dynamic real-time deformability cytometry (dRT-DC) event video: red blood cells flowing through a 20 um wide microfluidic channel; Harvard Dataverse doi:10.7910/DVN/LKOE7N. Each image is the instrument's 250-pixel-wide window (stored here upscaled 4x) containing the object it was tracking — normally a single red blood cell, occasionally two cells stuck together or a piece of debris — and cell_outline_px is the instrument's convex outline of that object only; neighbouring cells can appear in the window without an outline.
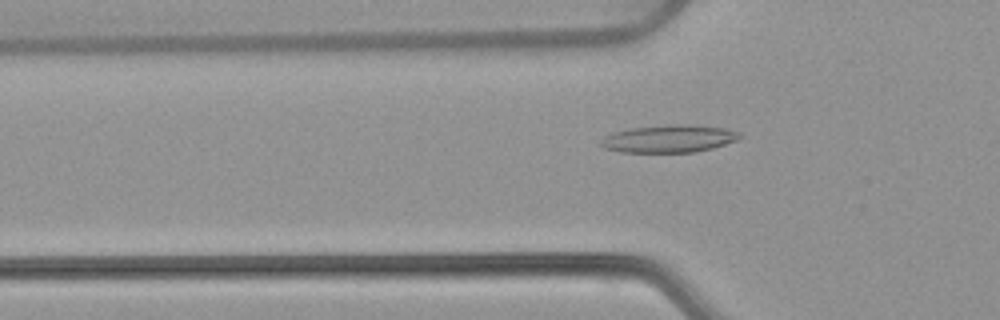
{"species": "common noctule bat (a hibernating species)", "species_latin": "Nyctalus noctula", "temperature_condition": "warm", "stored_images_in_passage": 54, "camera_frame_rate_fps": 3000, "um_per_image_px": 0.085, "animal": {"sex": "female", "body_mass_g": 22.7, "forearm_length_mm": 54.2}, "frame": {"image": 1, "passage_image": 18, "time_ms": 5.667, "image_size_px": [1000, 320], "cell_outline_px": [[740, 136], [736, 140], [712, 148], [692, 152], [620, 152], [604, 148], [600, 144], [600, 140], [604, 136], [612, 132], [632, 128], [672, 124], [688, 124], [724, 128], [740, 132]], "centroid_in_image_um": [56.82, 11.78], "position_along_channel_um": 69.0, "area_um2": 22.2}}
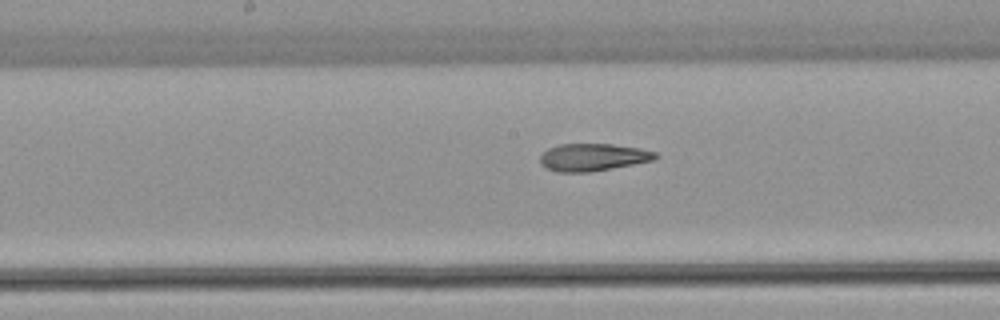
{"frame": {"image": 2, "passage_image": 28, "time_ms": 9.0, "image_size_px": [1000, 320], "cell_outline_px": [[660, 156], [652, 160], [612, 168], [588, 172], [556, 172], [544, 168], [540, 164], [540, 156], [548, 148], [560, 144], [612, 144], [640, 148], [656, 152]], "centroid_in_image_um": [50.36, 13.36], "position_along_channel_um": 197.8, "area_um2": 18.44}}
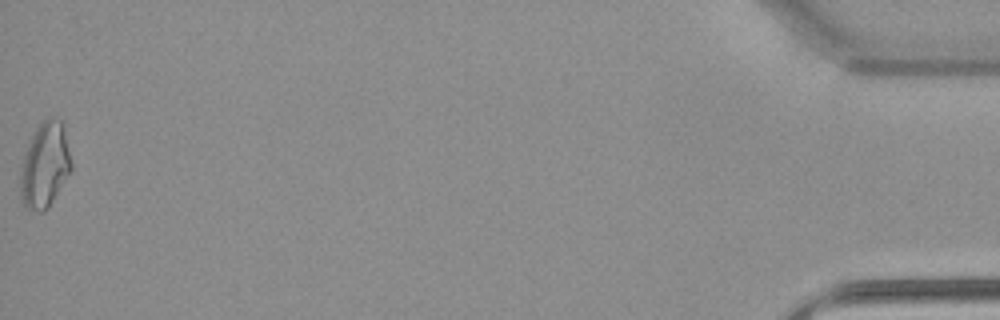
{"frame": {"image": 3, "passage_image": 54, "time_ms": 17.667, "image_size_px": [1000, 320], "cell_outline_px": [[72, 168], [48, 208], [44, 212], [40, 212], [28, 208], [20, 200], [20, 168], [24, 152], [36, 128], [48, 116], [56, 116], [60, 120], [64, 128], [72, 164]], "centroid_in_image_um": [3.8, 14.03], "position_along_channel_um": 431.4, "area_um2": 25.32}, "authors_computed_cell_mechanics": {"area_um2": 20.6924, "velocity_mm_per_s": 3.858, "shape_relaxation_time_tau1_ms": null, "shape_relaxation_time_tau2_ms": 2.6066, "deformation_change_tau1": null, "deformation_change_tau2": 0.1079}}